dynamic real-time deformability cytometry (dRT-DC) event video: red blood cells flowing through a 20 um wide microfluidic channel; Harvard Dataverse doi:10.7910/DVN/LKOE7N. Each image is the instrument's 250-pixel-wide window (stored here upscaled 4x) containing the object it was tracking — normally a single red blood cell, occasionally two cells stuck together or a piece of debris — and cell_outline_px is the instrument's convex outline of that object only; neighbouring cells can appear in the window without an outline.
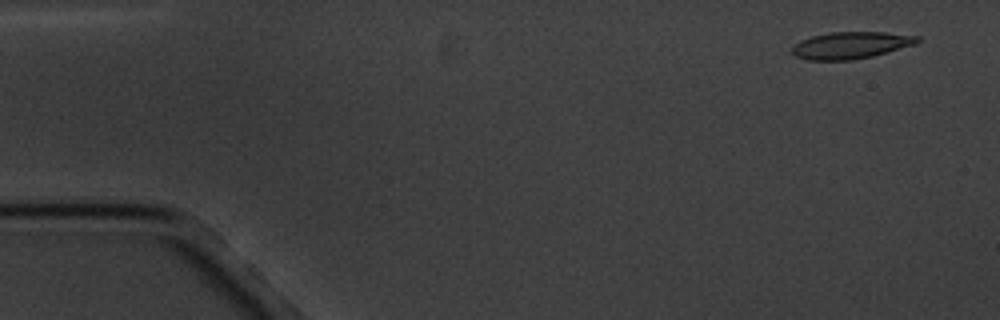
{"species": "common noctule bat (a hibernating species)", "species_latin": "Nyctalus noctula", "temperature_condition": "cold", "stored_images_in_passage": 6, "camera_frame_rate_fps": 3000, "um_per_image_px": 0.085, "animal": {"sex": "male", "body_mass_g": 20.1, "forearm_length_mm": 53.5}, "frame": {"image": 1, "passage_image": 1, "time_ms": 0.0, "image_size_px": [1000, 320], "cell_outline_px": [[924, 40], [916, 44], [888, 52], [872, 56], [852, 60], [808, 60], [796, 56], [792, 52], [792, 44], [800, 40], [812, 36], [832, 32], [884, 32], [920, 36]], "centroid_in_image_um": [72.35, 3.84], "position_along_channel_um": 12.6, "area_um2": 19.83}}
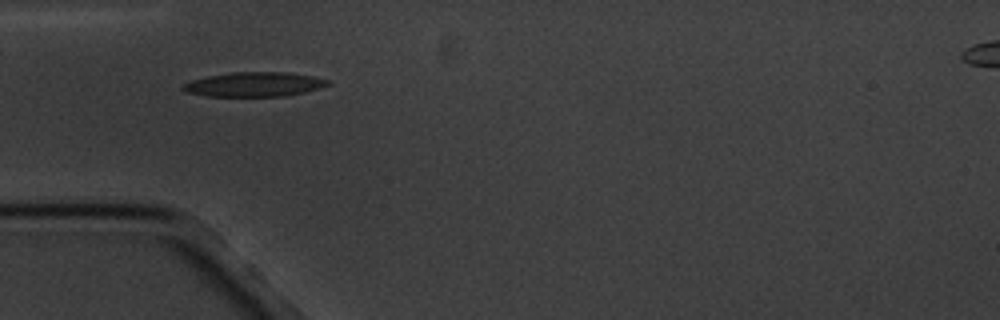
{"frame": {"image": 2, "passage_image": 5, "time_ms": 4.667, "image_size_px": [1000, 320], "cell_outline_px": [[332, 84], [320, 88], [304, 92], [284, 96], [208, 96], [188, 92], [180, 88], [184, 84], [192, 80], [208, 76], [232, 72], [288, 72], [312, 76], [328, 80]], "centroid_in_image_um": [21.64, 7.17], "position_along_channel_um": 63.4, "area_um2": 20.52}}
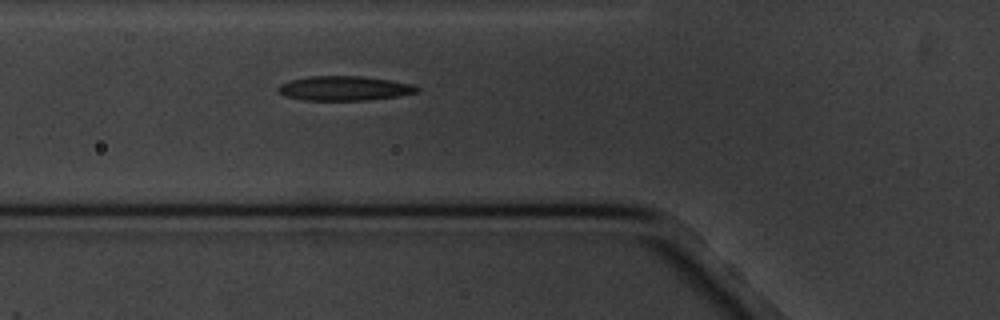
{"frame": {"image": 3, "passage_image": 6, "time_ms": 5.667, "image_size_px": [1000, 320], "cell_outline_px": [[420, 88], [416, 92], [400, 96], [368, 100], [300, 100], [284, 96], [276, 92], [276, 88], [280, 84], [292, 80], [308, 76], [360, 76], [392, 80], [412, 84]], "centroid_in_image_um": [29.23, 7.51], "position_along_channel_um": 96.6, "area_um2": 20.0}}